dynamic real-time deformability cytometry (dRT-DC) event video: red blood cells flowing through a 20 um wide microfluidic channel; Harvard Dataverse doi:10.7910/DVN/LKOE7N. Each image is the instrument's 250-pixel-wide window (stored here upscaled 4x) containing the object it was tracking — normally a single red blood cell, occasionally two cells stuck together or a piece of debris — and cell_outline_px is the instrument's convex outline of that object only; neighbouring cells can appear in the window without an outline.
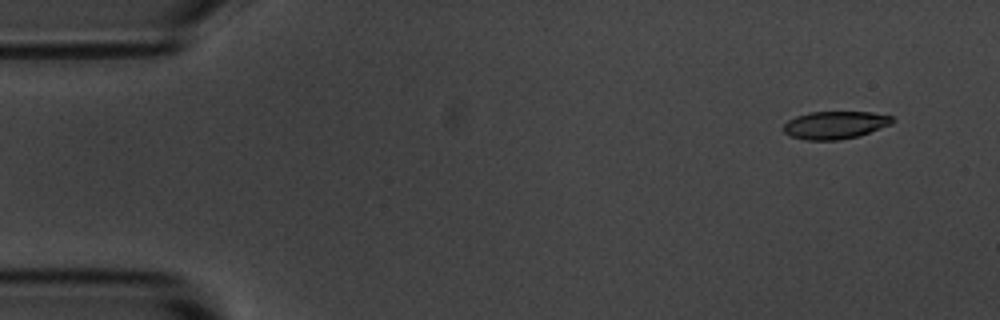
{"species": "common noctule bat (a hibernating species)", "species_latin": "Nyctalus noctula", "temperature_condition": "room temperature", "stored_images_in_passage": 4, "camera_frame_rate_fps": 3000, "um_per_image_px": 0.085, "animal": {"sex": "male", "body_mass_g": 20.1, "forearm_length_mm": 53.5}, "frame": {"image": 1, "passage_image": 1, "time_ms": 0.0, "image_size_px": [1000, 320], "cell_outline_px": [[896, 120], [892, 124], [856, 136], [840, 140], [804, 140], [792, 136], [784, 132], [784, 124], [788, 120], [796, 116], [808, 112], [872, 112], [892, 116]], "centroid_in_image_um": [70.98, 10.62], "position_along_channel_um": 14.0, "area_um2": 17.51}}
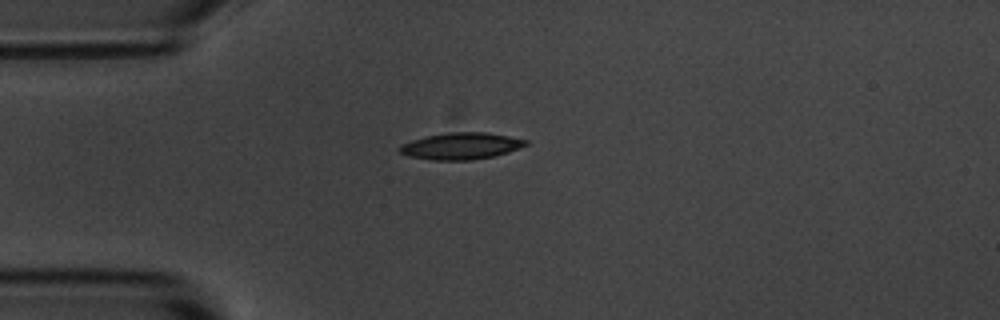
{"frame": {"image": 2, "passage_image": 4, "time_ms": 3.333, "image_size_px": [1000, 320], "cell_outline_px": [[528, 144], [508, 152], [492, 156], [468, 160], [432, 160], [408, 156], [400, 152], [396, 148], [400, 144], [412, 140], [428, 136], [448, 132], [488, 132], [528, 140]], "centroid_in_image_um": [39.15, 12.4], "position_along_channel_um": 45.8, "area_um2": 19.54}}